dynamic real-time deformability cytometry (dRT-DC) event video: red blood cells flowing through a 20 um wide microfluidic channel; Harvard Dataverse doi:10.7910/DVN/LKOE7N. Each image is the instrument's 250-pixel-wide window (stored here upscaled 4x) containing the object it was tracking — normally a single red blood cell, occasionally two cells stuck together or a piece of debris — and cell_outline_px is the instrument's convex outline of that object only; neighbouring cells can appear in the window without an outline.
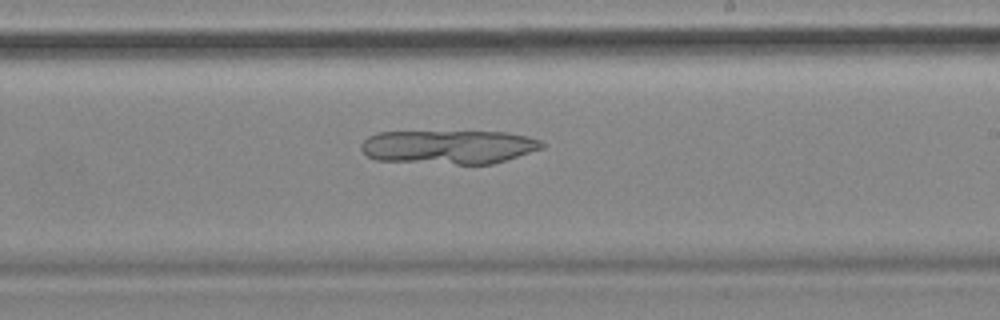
{"species": "common noctule bat (a hibernating species)", "species_latin": "Nyctalus noctula", "temperature_condition": "cold", "stored_images_in_passage": 55, "camera_frame_rate_fps": 3000, "um_per_image_px": 0.085, "animal": {"sex": "female", "body_mass_g": 18.4}, "frame": {"image": 1, "passage_image": 32, "time_ms": 10.333, "image_size_px": [1000, 320], "cell_outline_px": [[544, 148], [492, 164], [456, 164], [376, 160], [368, 156], [360, 148], [360, 144], [368, 136], [376, 132], [508, 132], [528, 136], [540, 140], [544, 144]], "centroid_in_image_um": [38.14, 12.49], "position_along_channel_um": 250.9, "area_um2": 35.66}}